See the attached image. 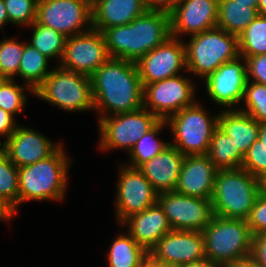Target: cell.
Returning a JSON list of instances; mask_svg holds the SVG:
<instances>
[{
  "instance_id": "1",
  "label": "cell",
  "mask_w": 266,
  "mask_h": 267,
  "mask_svg": "<svg viewBox=\"0 0 266 267\" xmlns=\"http://www.w3.org/2000/svg\"><path fill=\"white\" fill-rule=\"evenodd\" d=\"M90 78L98 119L143 107L144 87L136 62L110 57Z\"/></svg>"
},
{
  "instance_id": "2",
  "label": "cell",
  "mask_w": 266,
  "mask_h": 267,
  "mask_svg": "<svg viewBox=\"0 0 266 267\" xmlns=\"http://www.w3.org/2000/svg\"><path fill=\"white\" fill-rule=\"evenodd\" d=\"M110 57L137 62L171 36L170 13L146 10L126 25L102 32Z\"/></svg>"
},
{
  "instance_id": "3",
  "label": "cell",
  "mask_w": 266,
  "mask_h": 267,
  "mask_svg": "<svg viewBox=\"0 0 266 267\" xmlns=\"http://www.w3.org/2000/svg\"><path fill=\"white\" fill-rule=\"evenodd\" d=\"M65 152L61 145L47 159L18 168L19 204L32 200H63L68 168L72 165V159Z\"/></svg>"
},
{
  "instance_id": "4",
  "label": "cell",
  "mask_w": 266,
  "mask_h": 267,
  "mask_svg": "<svg viewBox=\"0 0 266 267\" xmlns=\"http://www.w3.org/2000/svg\"><path fill=\"white\" fill-rule=\"evenodd\" d=\"M202 234L206 258L221 267L251 257L253 234L245 220L214 215Z\"/></svg>"
},
{
  "instance_id": "5",
  "label": "cell",
  "mask_w": 266,
  "mask_h": 267,
  "mask_svg": "<svg viewBox=\"0 0 266 267\" xmlns=\"http://www.w3.org/2000/svg\"><path fill=\"white\" fill-rule=\"evenodd\" d=\"M258 194L259 181L247 170H218L211 198L213 214L246 221Z\"/></svg>"
},
{
  "instance_id": "6",
  "label": "cell",
  "mask_w": 266,
  "mask_h": 267,
  "mask_svg": "<svg viewBox=\"0 0 266 267\" xmlns=\"http://www.w3.org/2000/svg\"><path fill=\"white\" fill-rule=\"evenodd\" d=\"M185 51L187 72L203 79L240 56L238 36L218 27L190 36Z\"/></svg>"
},
{
  "instance_id": "7",
  "label": "cell",
  "mask_w": 266,
  "mask_h": 267,
  "mask_svg": "<svg viewBox=\"0 0 266 267\" xmlns=\"http://www.w3.org/2000/svg\"><path fill=\"white\" fill-rule=\"evenodd\" d=\"M35 95L63 110H94L91 78L60 65L35 89Z\"/></svg>"
},
{
  "instance_id": "8",
  "label": "cell",
  "mask_w": 266,
  "mask_h": 267,
  "mask_svg": "<svg viewBox=\"0 0 266 267\" xmlns=\"http://www.w3.org/2000/svg\"><path fill=\"white\" fill-rule=\"evenodd\" d=\"M206 113L196 101L166 120L174 136L170 145L184 156L207 154L213 131L218 127L219 114L210 117Z\"/></svg>"
},
{
  "instance_id": "9",
  "label": "cell",
  "mask_w": 266,
  "mask_h": 267,
  "mask_svg": "<svg viewBox=\"0 0 266 267\" xmlns=\"http://www.w3.org/2000/svg\"><path fill=\"white\" fill-rule=\"evenodd\" d=\"M161 120L146 108L133 112L119 113L98 119L100 141L98 147L104 150L124 149L127 153L137 141Z\"/></svg>"
},
{
  "instance_id": "10",
  "label": "cell",
  "mask_w": 266,
  "mask_h": 267,
  "mask_svg": "<svg viewBox=\"0 0 266 267\" xmlns=\"http://www.w3.org/2000/svg\"><path fill=\"white\" fill-rule=\"evenodd\" d=\"M35 22L66 38L72 37L92 29V3L89 0H38Z\"/></svg>"
},
{
  "instance_id": "11",
  "label": "cell",
  "mask_w": 266,
  "mask_h": 267,
  "mask_svg": "<svg viewBox=\"0 0 266 267\" xmlns=\"http://www.w3.org/2000/svg\"><path fill=\"white\" fill-rule=\"evenodd\" d=\"M180 75L146 84L143 90V107L160 120H167L185 107L195 103L194 84ZM194 99V100H193Z\"/></svg>"
},
{
  "instance_id": "12",
  "label": "cell",
  "mask_w": 266,
  "mask_h": 267,
  "mask_svg": "<svg viewBox=\"0 0 266 267\" xmlns=\"http://www.w3.org/2000/svg\"><path fill=\"white\" fill-rule=\"evenodd\" d=\"M157 202L163 208L172 230L202 232L214 216L211 199L170 191L158 193Z\"/></svg>"
},
{
  "instance_id": "13",
  "label": "cell",
  "mask_w": 266,
  "mask_h": 267,
  "mask_svg": "<svg viewBox=\"0 0 266 267\" xmlns=\"http://www.w3.org/2000/svg\"><path fill=\"white\" fill-rule=\"evenodd\" d=\"M110 58L102 32L91 29L68 37L59 65L91 77Z\"/></svg>"
},
{
  "instance_id": "14",
  "label": "cell",
  "mask_w": 266,
  "mask_h": 267,
  "mask_svg": "<svg viewBox=\"0 0 266 267\" xmlns=\"http://www.w3.org/2000/svg\"><path fill=\"white\" fill-rule=\"evenodd\" d=\"M116 195V217L121 224L133 214L157 203L158 192L138 168L120 166Z\"/></svg>"
},
{
  "instance_id": "15",
  "label": "cell",
  "mask_w": 266,
  "mask_h": 267,
  "mask_svg": "<svg viewBox=\"0 0 266 267\" xmlns=\"http://www.w3.org/2000/svg\"><path fill=\"white\" fill-rule=\"evenodd\" d=\"M143 87L187 70L185 43L170 36L136 62Z\"/></svg>"
},
{
  "instance_id": "16",
  "label": "cell",
  "mask_w": 266,
  "mask_h": 267,
  "mask_svg": "<svg viewBox=\"0 0 266 267\" xmlns=\"http://www.w3.org/2000/svg\"><path fill=\"white\" fill-rule=\"evenodd\" d=\"M203 81L206 84V93L213 102L219 106L228 107V110L235 109L236 104L243 99L247 84L246 59L239 56L232 61L223 63Z\"/></svg>"
},
{
  "instance_id": "17",
  "label": "cell",
  "mask_w": 266,
  "mask_h": 267,
  "mask_svg": "<svg viewBox=\"0 0 266 267\" xmlns=\"http://www.w3.org/2000/svg\"><path fill=\"white\" fill-rule=\"evenodd\" d=\"M164 264L186 265L206 258L204 237L199 231L172 230L149 252Z\"/></svg>"
},
{
  "instance_id": "18",
  "label": "cell",
  "mask_w": 266,
  "mask_h": 267,
  "mask_svg": "<svg viewBox=\"0 0 266 267\" xmlns=\"http://www.w3.org/2000/svg\"><path fill=\"white\" fill-rule=\"evenodd\" d=\"M219 0H185L170 12L171 36L181 38L217 27Z\"/></svg>"
},
{
  "instance_id": "19",
  "label": "cell",
  "mask_w": 266,
  "mask_h": 267,
  "mask_svg": "<svg viewBox=\"0 0 266 267\" xmlns=\"http://www.w3.org/2000/svg\"><path fill=\"white\" fill-rule=\"evenodd\" d=\"M61 145V143L54 144L40 132L18 124L13 134L0 148L19 168L47 159Z\"/></svg>"
},
{
  "instance_id": "20",
  "label": "cell",
  "mask_w": 266,
  "mask_h": 267,
  "mask_svg": "<svg viewBox=\"0 0 266 267\" xmlns=\"http://www.w3.org/2000/svg\"><path fill=\"white\" fill-rule=\"evenodd\" d=\"M217 171L206 154L187 155L183 161L175 192L191 197L211 199Z\"/></svg>"
},
{
  "instance_id": "21",
  "label": "cell",
  "mask_w": 266,
  "mask_h": 267,
  "mask_svg": "<svg viewBox=\"0 0 266 267\" xmlns=\"http://www.w3.org/2000/svg\"><path fill=\"white\" fill-rule=\"evenodd\" d=\"M120 225L128 226L127 233L148 253L165 234L172 231L167 216L158 202L142 212L131 215Z\"/></svg>"
},
{
  "instance_id": "22",
  "label": "cell",
  "mask_w": 266,
  "mask_h": 267,
  "mask_svg": "<svg viewBox=\"0 0 266 267\" xmlns=\"http://www.w3.org/2000/svg\"><path fill=\"white\" fill-rule=\"evenodd\" d=\"M184 158L176 147L170 145L138 169L158 193L175 191Z\"/></svg>"
},
{
  "instance_id": "23",
  "label": "cell",
  "mask_w": 266,
  "mask_h": 267,
  "mask_svg": "<svg viewBox=\"0 0 266 267\" xmlns=\"http://www.w3.org/2000/svg\"><path fill=\"white\" fill-rule=\"evenodd\" d=\"M146 10L143 0H95L92 3V28L103 32L109 27L126 25Z\"/></svg>"
},
{
  "instance_id": "24",
  "label": "cell",
  "mask_w": 266,
  "mask_h": 267,
  "mask_svg": "<svg viewBox=\"0 0 266 267\" xmlns=\"http://www.w3.org/2000/svg\"><path fill=\"white\" fill-rule=\"evenodd\" d=\"M218 114V126L232 139L235 149L244 157L258 139L260 123L238 109H226Z\"/></svg>"
},
{
  "instance_id": "25",
  "label": "cell",
  "mask_w": 266,
  "mask_h": 267,
  "mask_svg": "<svg viewBox=\"0 0 266 267\" xmlns=\"http://www.w3.org/2000/svg\"><path fill=\"white\" fill-rule=\"evenodd\" d=\"M257 16L258 10L251 3L219 0L217 27L239 37Z\"/></svg>"
},
{
  "instance_id": "26",
  "label": "cell",
  "mask_w": 266,
  "mask_h": 267,
  "mask_svg": "<svg viewBox=\"0 0 266 267\" xmlns=\"http://www.w3.org/2000/svg\"><path fill=\"white\" fill-rule=\"evenodd\" d=\"M217 170L237 169L243 162V156L235 149L232 139L218 126L206 154Z\"/></svg>"
},
{
  "instance_id": "27",
  "label": "cell",
  "mask_w": 266,
  "mask_h": 267,
  "mask_svg": "<svg viewBox=\"0 0 266 267\" xmlns=\"http://www.w3.org/2000/svg\"><path fill=\"white\" fill-rule=\"evenodd\" d=\"M127 233L113 240L107 254L108 267H139L149 254Z\"/></svg>"
},
{
  "instance_id": "28",
  "label": "cell",
  "mask_w": 266,
  "mask_h": 267,
  "mask_svg": "<svg viewBox=\"0 0 266 267\" xmlns=\"http://www.w3.org/2000/svg\"><path fill=\"white\" fill-rule=\"evenodd\" d=\"M49 60L46 56L38 52L29 43H25L23 56L20 61L18 76L25 81L34 91L50 74L48 70Z\"/></svg>"
},
{
  "instance_id": "29",
  "label": "cell",
  "mask_w": 266,
  "mask_h": 267,
  "mask_svg": "<svg viewBox=\"0 0 266 267\" xmlns=\"http://www.w3.org/2000/svg\"><path fill=\"white\" fill-rule=\"evenodd\" d=\"M167 125L166 120H161L152 130L144 134L133 148L128 153L130 157V165L132 168H139L142 164L156 157L159 153L163 152L170 142H162L156 136Z\"/></svg>"
},
{
  "instance_id": "30",
  "label": "cell",
  "mask_w": 266,
  "mask_h": 267,
  "mask_svg": "<svg viewBox=\"0 0 266 267\" xmlns=\"http://www.w3.org/2000/svg\"><path fill=\"white\" fill-rule=\"evenodd\" d=\"M30 28L32 29V36L29 44L48 59L57 57L60 59L58 61L61 62L67 38L58 31L36 22L29 26Z\"/></svg>"
},
{
  "instance_id": "31",
  "label": "cell",
  "mask_w": 266,
  "mask_h": 267,
  "mask_svg": "<svg viewBox=\"0 0 266 267\" xmlns=\"http://www.w3.org/2000/svg\"><path fill=\"white\" fill-rule=\"evenodd\" d=\"M239 54L249 56L266 54V16L258 15L238 37Z\"/></svg>"
},
{
  "instance_id": "32",
  "label": "cell",
  "mask_w": 266,
  "mask_h": 267,
  "mask_svg": "<svg viewBox=\"0 0 266 267\" xmlns=\"http://www.w3.org/2000/svg\"><path fill=\"white\" fill-rule=\"evenodd\" d=\"M0 196L17 212L19 206L18 167L0 148Z\"/></svg>"
},
{
  "instance_id": "33",
  "label": "cell",
  "mask_w": 266,
  "mask_h": 267,
  "mask_svg": "<svg viewBox=\"0 0 266 267\" xmlns=\"http://www.w3.org/2000/svg\"><path fill=\"white\" fill-rule=\"evenodd\" d=\"M25 43L15 38L0 41V76L4 79H14L18 75L20 61Z\"/></svg>"
},
{
  "instance_id": "34",
  "label": "cell",
  "mask_w": 266,
  "mask_h": 267,
  "mask_svg": "<svg viewBox=\"0 0 266 267\" xmlns=\"http://www.w3.org/2000/svg\"><path fill=\"white\" fill-rule=\"evenodd\" d=\"M25 89L34 94V90L29 85L20 86L14 79H4L0 84V108L13 116L21 113L27 101Z\"/></svg>"
},
{
  "instance_id": "35",
  "label": "cell",
  "mask_w": 266,
  "mask_h": 267,
  "mask_svg": "<svg viewBox=\"0 0 266 267\" xmlns=\"http://www.w3.org/2000/svg\"><path fill=\"white\" fill-rule=\"evenodd\" d=\"M243 102L245 109H236L248 114L257 122L266 121V85L257 82H249L244 89Z\"/></svg>"
},
{
  "instance_id": "36",
  "label": "cell",
  "mask_w": 266,
  "mask_h": 267,
  "mask_svg": "<svg viewBox=\"0 0 266 267\" xmlns=\"http://www.w3.org/2000/svg\"><path fill=\"white\" fill-rule=\"evenodd\" d=\"M38 0H4L9 23L31 26L36 20Z\"/></svg>"
},
{
  "instance_id": "37",
  "label": "cell",
  "mask_w": 266,
  "mask_h": 267,
  "mask_svg": "<svg viewBox=\"0 0 266 267\" xmlns=\"http://www.w3.org/2000/svg\"><path fill=\"white\" fill-rule=\"evenodd\" d=\"M241 168L247 170L257 179L266 174V146L258 138L244 155Z\"/></svg>"
},
{
  "instance_id": "38",
  "label": "cell",
  "mask_w": 266,
  "mask_h": 267,
  "mask_svg": "<svg viewBox=\"0 0 266 267\" xmlns=\"http://www.w3.org/2000/svg\"><path fill=\"white\" fill-rule=\"evenodd\" d=\"M246 221L253 236L266 233V196L258 194Z\"/></svg>"
},
{
  "instance_id": "39",
  "label": "cell",
  "mask_w": 266,
  "mask_h": 267,
  "mask_svg": "<svg viewBox=\"0 0 266 267\" xmlns=\"http://www.w3.org/2000/svg\"><path fill=\"white\" fill-rule=\"evenodd\" d=\"M246 68L247 81L266 85V54L247 57Z\"/></svg>"
},
{
  "instance_id": "40",
  "label": "cell",
  "mask_w": 266,
  "mask_h": 267,
  "mask_svg": "<svg viewBox=\"0 0 266 267\" xmlns=\"http://www.w3.org/2000/svg\"><path fill=\"white\" fill-rule=\"evenodd\" d=\"M251 257L262 267H266V233L253 236Z\"/></svg>"
},
{
  "instance_id": "41",
  "label": "cell",
  "mask_w": 266,
  "mask_h": 267,
  "mask_svg": "<svg viewBox=\"0 0 266 267\" xmlns=\"http://www.w3.org/2000/svg\"><path fill=\"white\" fill-rule=\"evenodd\" d=\"M16 123L12 114L0 108V136L5 139L0 146L13 134L18 126Z\"/></svg>"
},
{
  "instance_id": "42",
  "label": "cell",
  "mask_w": 266,
  "mask_h": 267,
  "mask_svg": "<svg viewBox=\"0 0 266 267\" xmlns=\"http://www.w3.org/2000/svg\"><path fill=\"white\" fill-rule=\"evenodd\" d=\"M147 10H159L170 13L175 5L176 0H143Z\"/></svg>"
},
{
  "instance_id": "43",
  "label": "cell",
  "mask_w": 266,
  "mask_h": 267,
  "mask_svg": "<svg viewBox=\"0 0 266 267\" xmlns=\"http://www.w3.org/2000/svg\"><path fill=\"white\" fill-rule=\"evenodd\" d=\"M14 209L0 196V220H8L15 216Z\"/></svg>"
},
{
  "instance_id": "44",
  "label": "cell",
  "mask_w": 266,
  "mask_h": 267,
  "mask_svg": "<svg viewBox=\"0 0 266 267\" xmlns=\"http://www.w3.org/2000/svg\"><path fill=\"white\" fill-rule=\"evenodd\" d=\"M182 267H221V266L213 263L208 258H205L197 262H192L186 265H182Z\"/></svg>"
},
{
  "instance_id": "45",
  "label": "cell",
  "mask_w": 266,
  "mask_h": 267,
  "mask_svg": "<svg viewBox=\"0 0 266 267\" xmlns=\"http://www.w3.org/2000/svg\"><path fill=\"white\" fill-rule=\"evenodd\" d=\"M229 267H262L260 264H258L252 257H249L247 259H243L239 261L238 263H235Z\"/></svg>"
},
{
  "instance_id": "46",
  "label": "cell",
  "mask_w": 266,
  "mask_h": 267,
  "mask_svg": "<svg viewBox=\"0 0 266 267\" xmlns=\"http://www.w3.org/2000/svg\"><path fill=\"white\" fill-rule=\"evenodd\" d=\"M7 23H9V19L4 0H0V29L3 30V26H5Z\"/></svg>"
},
{
  "instance_id": "47",
  "label": "cell",
  "mask_w": 266,
  "mask_h": 267,
  "mask_svg": "<svg viewBox=\"0 0 266 267\" xmlns=\"http://www.w3.org/2000/svg\"><path fill=\"white\" fill-rule=\"evenodd\" d=\"M139 267H161V262L156 261L150 254H148Z\"/></svg>"
},
{
  "instance_id": "48",
  "label": "cell",
  "mask_w": 266,
  "mask_h": 267,
  "mask_svg": "<svg viewBox=\"0 0 266 267\" xmlns=\"http://www.w3.org/2000/svg\"><path fill=\"white\" fill-rule=\"evenodd\" d=\"M261 143L266 146V121L260 123L259 136Z\"/></svg>"
},
{
  "instance_id": "49",
  "label": "cell",
  "mask_w": 266,
  "mask_h": 267,
  "mask_svg": "<svg viewBox=\"0 0 266 267\" xmlns=\"http://www.w3.org/2000/svg\"><path fill=\"white\" fill-rule=\"evenodd\" d=\"M259 181V194L266 196V174L258 178Z\"/></svg>"
},
{
  "instance_id": "50",
  "label": "cell",
  "mask_w": 266,
  "mask_h": 267,
  "mask_svg": "<svg viewBox=\"0 0 266 267\" xmlns=\"http://www.w3.org/2000/svg\"><path fill=\"white\" fill-rule=\"evenodd\" d=\"M258 15L266 16V0L258 1Z\"/></svg>"
},
{
  "instance_id": "51",
  "label": "cell",
  "mask_w": 266,
  "mask_h": 267,
  "mask_svg": "<svg viewBox=\"0 0 266 267\" xmlns=\"http://www.w3.org/2000/svg\"><path fill=\"white\" fill-rule=\"evenodd\" d=\"M258 1L259 0H236V2H242V3H251V7L258 8Z\"/></svg>"
},
{
  "instance_id": "52",
  "label": "cell",
  "mask_w": 266,
  "mask_h": 267,
  "mask_svg": "<svg viewBox=\"0 0 266 267\" xmlns=\"http://www.w3.org/2000/svg\"><path fill=\"white\" fill-rule=\"evenodd\" d=\"M161 267H182V266L161 263Z\"/></svg>"
},
{
  "instance_id": "53",
  "label": "cell",
  "mask_w": 266,
  "mask_h": 267,
  "mask_svg": "<svg viewBox=\"0 0 266 267\" xmlns=\"http://www.w3.org/2000/svg\"><path fill=\"white\" fill-rule=\"evenodd\" d=\"M182 1H185V0H176V4L182 2Z\"/></svg>"
},
{
  "instance_id": "54",
  "label": "cell",
  "mask_w": 266,
  "mask_h": 267,
  "mask_svg": "<svg viewBox=\"0 0 266 267\" xmlns=\"http://www.w3.org/2000/svg\"><path fill=\"white\" fill-rule=\"evenodd\" d=\"M4 80V78H2L1 76H0V84H1V82Z\"/></svg>"
}]
</instances>
